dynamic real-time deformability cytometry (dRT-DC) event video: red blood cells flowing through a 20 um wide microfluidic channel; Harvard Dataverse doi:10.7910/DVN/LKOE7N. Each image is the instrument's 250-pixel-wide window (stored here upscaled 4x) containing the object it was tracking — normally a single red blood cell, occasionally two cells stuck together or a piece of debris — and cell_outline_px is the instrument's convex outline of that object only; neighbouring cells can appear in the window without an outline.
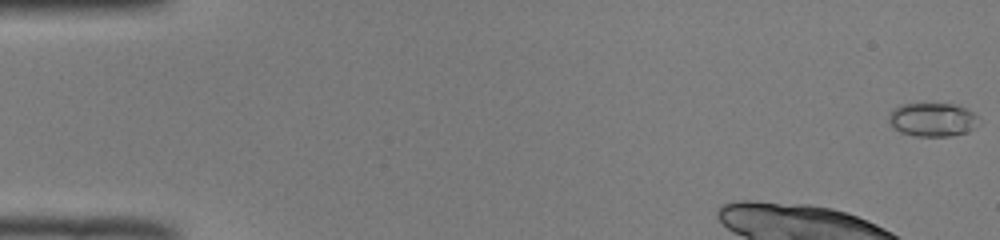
{"species": "common noctule bat (a hibernating species)", "species_latin": "Nyctalus noctula", "temperature_condition": "room temperature", "stored_images_in_passage": 13, "camera_frame_rate_fps": 3000, "um_per_image_px": 0.085, "animal": {"sex": "male", "body_mass_g": 19.0, "forearm_length_mm": 50.8}, "frame": {"image": 1, "passage_image": 1, "time_ms": 0.0, "image_size_px": [1000, 240], "cell_outline_px": [[980, 116], [972, 128], [968, 132], [952, 136], [916, 136], [900, 132], [888, 120], [888, 112], [900, 104], [952, 104], [968, 108]], "centroid_in_image_um": [79.27, 10.16], "position_along_channel_um": 5.7, "area_um2": 17.69}}